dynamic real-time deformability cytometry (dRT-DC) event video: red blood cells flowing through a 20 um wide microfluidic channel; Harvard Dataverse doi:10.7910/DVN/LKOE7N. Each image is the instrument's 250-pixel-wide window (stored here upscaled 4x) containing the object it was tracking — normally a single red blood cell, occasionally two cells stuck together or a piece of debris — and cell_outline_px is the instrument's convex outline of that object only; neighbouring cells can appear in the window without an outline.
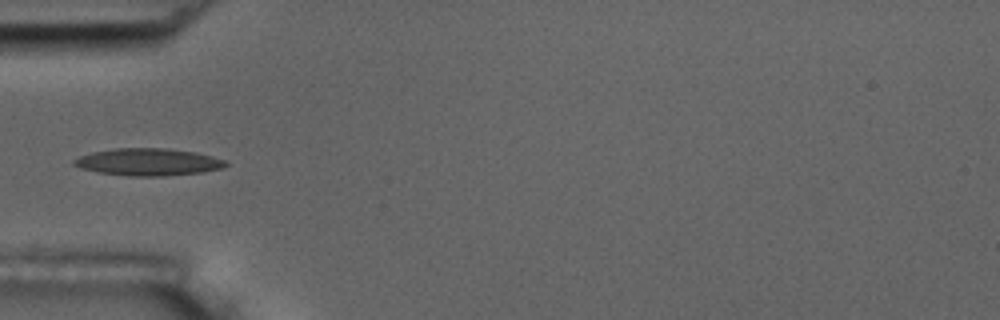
{"species": "common noctule bat (a hibernating species)", "species_latin": "Nyctalus noctula", "temperature_condition": "room temperature", "stored_images_in_passage": 7, "camera_frame_rate_fps": 3000, "um_per_image_px": 0.085, "animal": {"sex": "male", "body_mass_g": 17.5, "forearm_length_mm": 52.3}, "frame": {"image": 1, "passage_image": 7, "time_ms": 7.0, "image_size_px": [1000, 320], "cell_outline_px": [[228, 164], [224, 168], [204, 172], [164, 176], [128, 176], [96, 172], [80, 168], [72, 164], [72, 160], [80, 156], [92, 152], [116, 148], [164, 148], [196, 152], [228, 160]], "centroid_in_image_um": [12.62, 13.77], "position_along_channel_um": 72.4, "area_um2": 24.33}}